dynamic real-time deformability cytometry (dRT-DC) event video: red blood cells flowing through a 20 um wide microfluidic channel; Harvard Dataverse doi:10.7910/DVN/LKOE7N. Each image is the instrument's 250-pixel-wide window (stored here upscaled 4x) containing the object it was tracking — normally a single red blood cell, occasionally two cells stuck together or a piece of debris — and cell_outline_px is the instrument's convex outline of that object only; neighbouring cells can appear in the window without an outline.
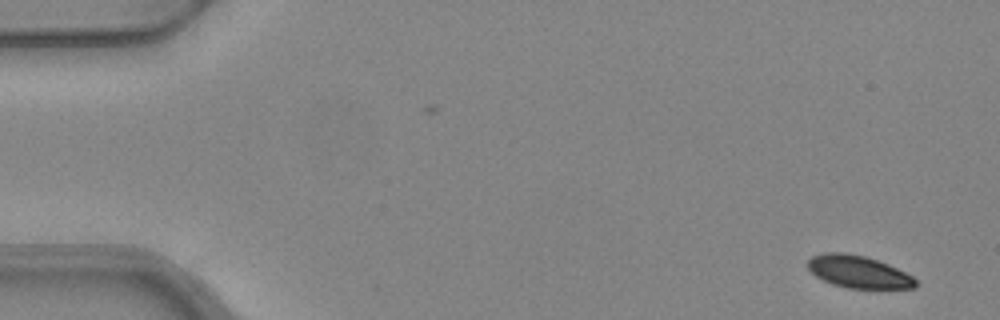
{"species": "common noctule bat (a hibernating species)", "species_latin": "Nyctalus noctula", "temperature_condition": "warm", "stored_images_in_passage": 5, "camera_frame_rate_fps": 3000, "um_per_image_px": 0.085, "animal": {"sex": "female", "body_mass_g": 24.6, "forearm_length_mm": 56.2}, "frame": {"image": 1, "passage_image": 1, "time_ms": 0.0, "image_size_px": [1000, 320], "cell_outline_px": [[920, 284], [916, 288], [848, 288], [832, 284], [816, 276], [808, 268], [808, 260], [812, 256], [824, 252], [844, 252], [864, 256], [888, 264], [912, 276]], "centroid_in_image_um": [72.97, 23.1], "position_along_channel_um": 12.0, "area_um2": 20.23}}
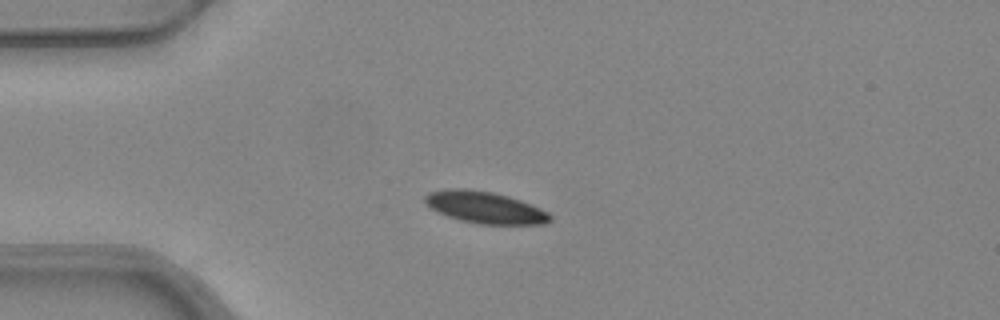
{"frame": {"image": 2, "passage_image": 3, "time_ms": 0.667, "image_size_px": [1000, 320], "cell_outline_px": [[552, 220], [544, 224], [480, 224], [460, 220], [448, 216], [428, 208], [424, 200], [424, 196], [428, 192], [448, 188], [468, 188], [492, 192], [508, 196], [520, 200], [540, 208], [548, 212], [552, 216]], "centroid_in_image_um": [41.19, 17.62], "position_along_channel_um": 43.8, "area_um2": 23.35}}
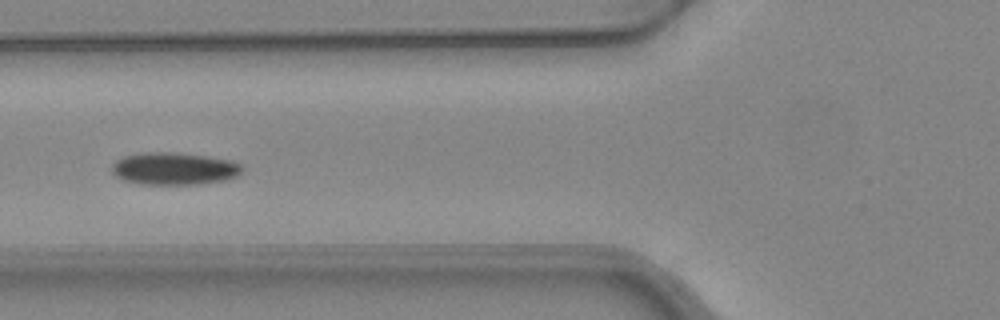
{"frame": {"image": 3, "passage_image": 5, "time_ms": 1.333, "image_size_px": [1000, 320], "cell_outline_px": [[244, 168], [236, 176], [224, 180], [200, 184], [140, 184], [124, 180], [116, 176], [112, 172], [112, 164], [116, 160], [124, 156], [144, 152], [176, 152], [208, 156], [232, 160], [240, 164]], "centroid_in_image_um": [14.8, 14.32], "position_along_channel_um": 111.0, "area_um2": 24.68}}